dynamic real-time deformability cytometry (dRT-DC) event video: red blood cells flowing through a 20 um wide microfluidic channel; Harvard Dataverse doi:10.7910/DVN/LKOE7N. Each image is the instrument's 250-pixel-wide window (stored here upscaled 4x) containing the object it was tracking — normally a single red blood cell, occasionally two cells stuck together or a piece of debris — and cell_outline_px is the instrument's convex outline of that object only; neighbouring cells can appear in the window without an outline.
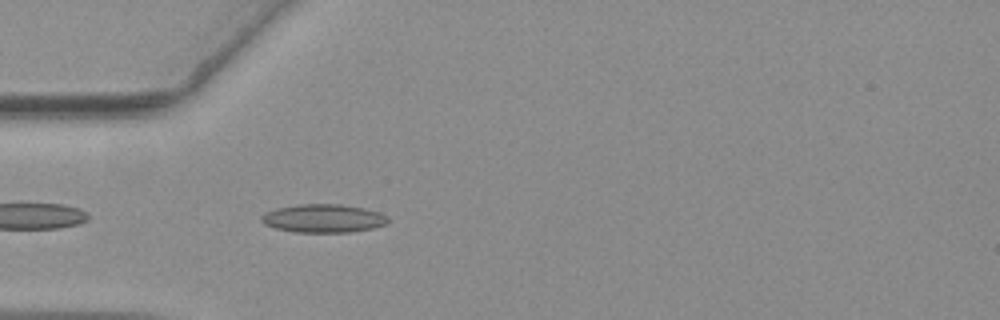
{"species": "common noctule bat (a hibernating species)", "species_latin": "Nyctalus noctula", "temperature_condition": "warm", "stored_images_in_passage": 43, "camera_frame_rate_fps": 3000, "um_per_image_px": 0.085, "animal": {"sex": "female", "body_mass_g": 19.3, "forearm_length_mm": 54.1}, "frame": {"image": 1, "passage_image": 3, "time_ms": 0.667, "image_size_px": [1000, 320], "cell_outline_px": [[388, 220], [384, 224], [372, 228], [348, 232], [296, 232], [276, 228], [264, 224], [260, 220], [260, 216], [264, 212], [276, 208], [300, 204], [340, 204], [364, 208], [380, 212], [388, 216]], "centroid_in_image_um": [27.45, 18.55], "position_along_channel_um": 57.5, "area_um2": 20.87}}
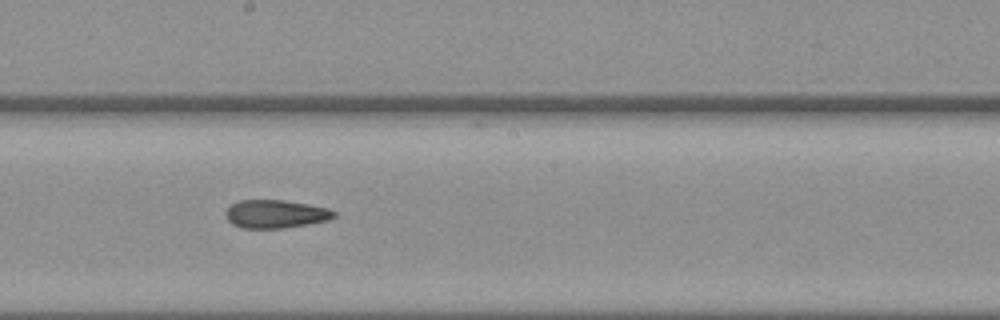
{"frame": {"image": 2, "passage_image": 17, "time_ms": 5.333, "image_size_px": [1000, 320], "cell_outline_px": [[336, 216], [328, 220], [308, 224], [284, 228], [240, 228], [232, 224], [228, 220], [228, 208], [232, 204], [240, 200], [284, 200], [308, 204], [328, 208], [336, 212]], "centroid_in_image_um": [23.46, 18.19], "position_along_channel_um": 224.7, "area_um2": 17.69}}
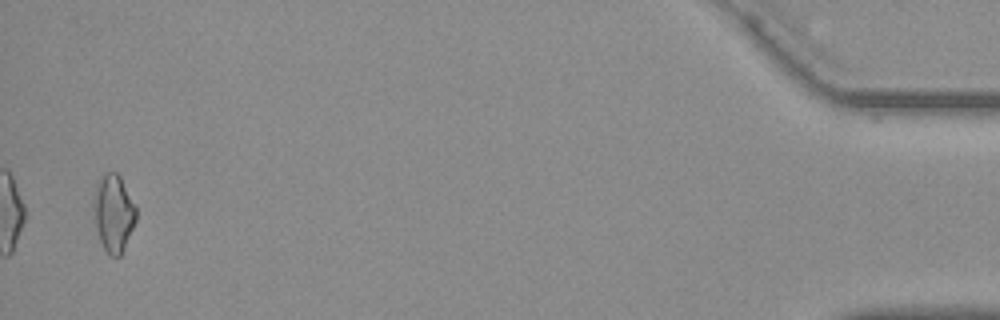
{"frame": {"image": 3, "passage_image": 41, "time_ms": 13.333, "image_size_px": [1000, 320], "cell_outline_px": [[136, 220], [124, 248], [120, 256], [112, 256], [104, 248], [100, 240], [96, 224], [92, 204], [96, 184], [104, 172], [116, 172], [120, 176], [136, 204]], "centroid_in_image_um": [9.66, 18.06], "position_along_channel_um": 425.5, "area_um2": 19.07}, "authors_computed_cell_mechanics": {"area_um2": 18.1492, "velocity_mm_per_s": 3.6553, "shape_relaxation_time_tau1_ms": 7.0983, "shape_relaxation_time_tau2_ms": 2.9139, "deformation_change_tau1": 0.1686, "deformation_change_tau2": 0.1178}}